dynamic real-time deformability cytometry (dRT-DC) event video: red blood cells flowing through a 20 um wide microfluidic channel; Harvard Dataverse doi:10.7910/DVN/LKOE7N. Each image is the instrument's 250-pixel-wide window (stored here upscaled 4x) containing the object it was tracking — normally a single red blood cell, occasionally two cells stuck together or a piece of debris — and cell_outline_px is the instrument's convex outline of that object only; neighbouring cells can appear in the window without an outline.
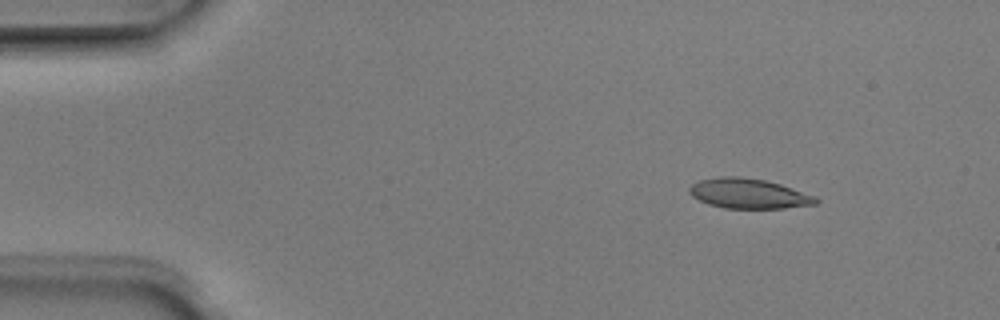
{"species": "Egyptian fruit bat (a non-hibernating species)", "species_latin": "Rousettus aegyptiacus", "temperature_condition": "room temperature", "stored_images_in_passage": 4, "camera_frame_rate_fps": 3000, "um_per_image_px": 0.085, "animal": {"sex": "male"}, "frame": {"image": 1, "passage_image": 2, "time_ms": 0.333, "image_size_px": [1000, 320], "cell_outline_px": [[820, 200], [816, 204], [784, 208], [724, 208], [708, 204], [692, 196], [688, 192], [688, 188], [692, 184], [700, 180], [720, 176], [740, 176], [764, 180], [780, 184], [816, 196]], "centroid_in_image_um": [63.63, 16.45], "position_along_channel_um": 21.4, "area_um2": 22.08}}